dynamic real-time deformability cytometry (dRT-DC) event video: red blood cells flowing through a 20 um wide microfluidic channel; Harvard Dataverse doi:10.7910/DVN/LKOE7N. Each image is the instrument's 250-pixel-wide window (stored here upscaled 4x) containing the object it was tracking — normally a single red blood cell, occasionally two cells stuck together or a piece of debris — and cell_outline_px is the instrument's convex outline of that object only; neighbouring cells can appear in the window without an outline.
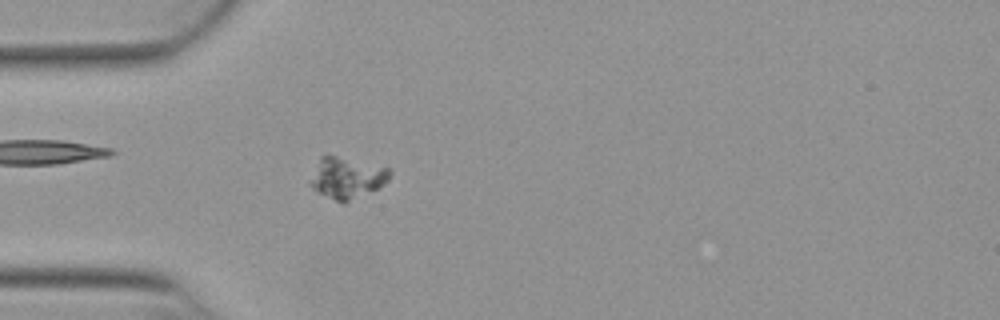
{"species": "Egyptian fruit bat (a non-hibernating species)", "species_latin": "Rousettus aegyptiacus", "temperature_condition": "warm", "stored_images_in_passage": 53, "camera_frame_rate_fps": 3000, "um_per_image_px": 0.085, "animal": {"sex": "female"}, "frame": {"image": 1, "passage_image": 16, "time_ms": 5.0, "image_size_px": [1000, 320], "cell_outline_px": [[392, 172], [388, 180], [376, 188], [344, 204], [312, 188], [308, 184], [320, 156], [336, 156], [388, 168]], "centroid_in_image_um": [29.46, 15.12], "position_along_channel_um": 55.5, "area_um2": 18.5}}
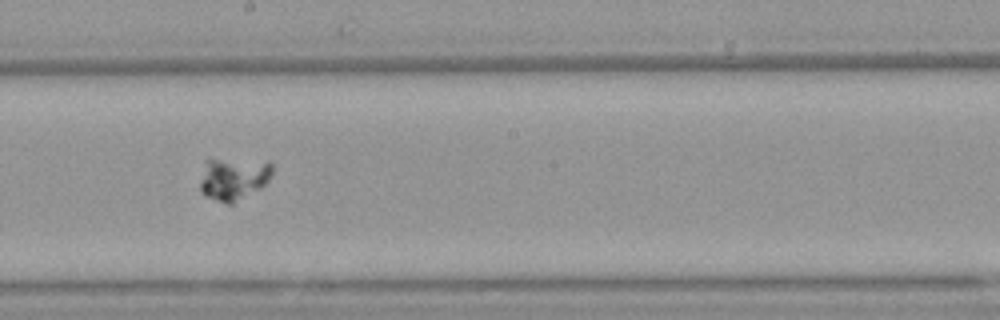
{"frame": {"image": 2, "passage_image": 30, "time_ms": 9.667, "image_size_px": [1000, 320], "cell_outline_px": [[272, 172], [268, 180], [260, 188], [232, 204], [228, 204], [216, 200], [200, 192], [200, 184], [208, 160], [268, 160], [272, 164]], "centroid_in_image_um": [19.9, 15.2], "position_along_channel_um": 228.3, "area_um2": 17.46}}
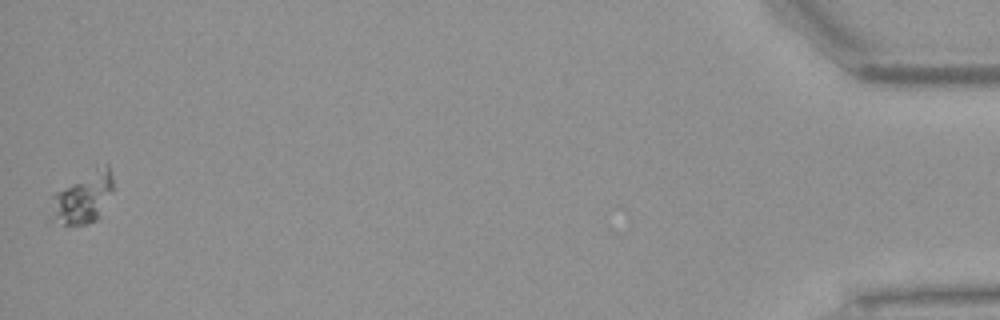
{"frame": {"image": 3, "passage_image": 53, "time_ms": 17.333, "image_size_px": [1000, 320], "cell_outline_px": [[112, 192], [100, 216], [96, 220], [84, 224], [64, 224], [56, 216], [52, 196], [52, 192], [96, 168], [104, 164], [108, 164], [112, 176]], "centroid_in_image_um": [7.13, 16.74], "position_along_channel_um": 428.1, "area_um2": 17.8}}